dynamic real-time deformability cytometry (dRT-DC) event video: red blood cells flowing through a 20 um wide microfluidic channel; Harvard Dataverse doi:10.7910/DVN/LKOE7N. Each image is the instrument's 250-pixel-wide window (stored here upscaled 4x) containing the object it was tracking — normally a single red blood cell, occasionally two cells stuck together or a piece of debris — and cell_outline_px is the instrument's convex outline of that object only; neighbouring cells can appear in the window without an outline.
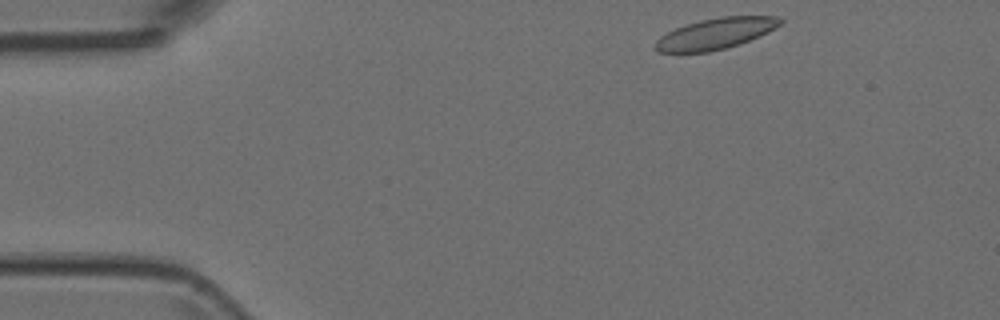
{"species": "Egyptian fruit bat (a non-hibernating species)", "species_latin": "Rousettus aegyptiacus", "temperature_condition": "room temperature", "stored_images_in_passage": 4, "camera_frame_rate_fps": 3000, "um_per_image_px": 0.085, "animal": {"sex": "female"}, "frame": {"image": 1, "passage_image": 1, "time_ms": 0.0, "image_size_px": [1000, 320], "cell_outline_px": [[784, 20], [780, 24], [768, 32], [760, 36], [740, 44], [708, 52], [656, 52], [652, 48], [652, 44], [660, 36], [676, 28], [700, 20], [720, 16], [776, 16]], "centroid_in_image_um": [60.79, 2.86], "position_along_channel_um": 24.2, "area_um2": 22.6}}
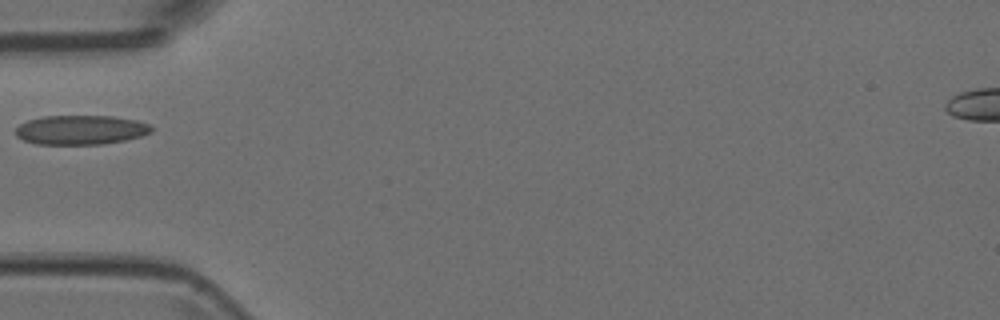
{"frame": {"image": 2, "passage_image": 4, "time_ms": 1.0, "image_size_px": [1000, 320], "cell_outline_px": [[152, 132], [140, 136], [124, 140], [100, 144], [36, 144], [24, 140], [16, 136], [16, 128], [20, 124], [28, 120], [40, 116], [112, 116], [136, 120], [152, 124]], "centroid_in_image_um": [6.86, 11.03], "position_along_channel_um": 78.1, "area_um2": 23.24}}